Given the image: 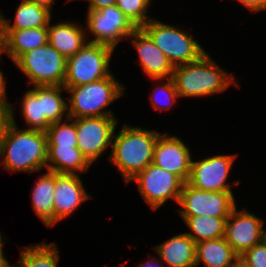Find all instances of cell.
<instances>
[{"instance_id": "6da1fadb", "label": "cell", "mask_w": 266, "mask_h": 267, "mask_svg": "<svg viewBox=\"0 0 266 267\" xmlns=\"http://www.w3.org/2000/svg\"><path fill=\"white\" fill-rule=\"evenodd\" d=\"M10 103L7 118L0 130V165L6 171L33 173L47 169V135L45 131L21 129ZM4 159L1 161V157Z\"/></svg>"}, {"instance_id": "7a4b0ae2", "label": "cell", "mask_w": 266, "mask_h": 267, "mask_svg": "<svg viewBox=\"0 0 266 267\" xmlns=\"http://www.w3.org/2000/svg\"><path fill=\"white\" fill-rule=\"evenodd\" d=\"M161 133L141 126L124 124L114 132L109 161L115 165L127 184L153 162L154 147Z\"/></svg>"}, {"instance_id": "3957f363", "label": "cell", "mask_w": 266, "mask_h": 267, "mask_svg": "<svg viewBox=\"0 0 266 267\" xmlns=\"http://www.w3.org/2000/svg\"><path fill=\"white\" fill-rule=\"evenodd\" d=\"M207 52L197 61L175 66L172 79L179 97H202L222 93L234 84L231 73L220 68Z\"/></svg>"}, {"instance_id": "277c9868", "label": "cell", "mask_w": 266, "mask_h": 267, "mask_svg": "<svg viewBox=\"0 0 266 267\" xmlns=\"http://www.w3.org/2000/svg\"><path fill=\"white\" fill-rule=\"evenodd\" d=\"M69 94L67 101L68 117H116L112 110H105L112 102L124 96V86L113 74L75 87H64Z\"/></svg>"}, {"instance_id": "5b68a950", "label": "cell", "mask_w": 266, "mask_h": 267, "mask_svg": "<svg viewBox=\"0 0 266 267\" xmlns=\"http://www.w3.org/2000/svg\"><path fill=\"white\" fill-rule=\"evenodd\" d=\"M141 29L165 54L173 67L195 62L205 53V49L187 31L175 25L162 23L152 18Z\"/></svg>"}, {"instance_id": "8992f818", "label": "cell", "mask_w": 266, "mask_h": 267, "mask_svg": "<svg viewBox=\"0 0 266 267\" xmlns=\"http://www.w3.org/2000/svg\"><path fill=\"white\" fill-rule=\"evenodd\" d=\"M115 48L88 42L75 55L67 59L63 87L85 85L110 76V61Z\"/></svg>"}, {"instance_id": "52a82bcc", "label": "cell", "mask_w": 266, "mask_h": 267, "mask_svg": "<svg viewBox=\"0 0 266 267\" xmlns=\"http://www.w3.org/2000/svg\"><path fill=\"white\" fill-rule=\"evenodd\" d=\"M14 64L32 86H63L67 59L48 43L22 54Z\"/></svg>"}, {"instance_id": "ba28073f", "label": "cell", "mask_w": 266, "mask_h": 267, "mask_svg": "<svg viewBox=\"0 0 266 267\" xmlns=\"http://www.w3.org/2000/svg\"><path fill=\"white\" fill-rule=\"evenodd\" d=\"M136 181L145 202L153 210L159 209L166 201H179L184 182L175 174L149 164L143 171L136 174L131 181Z\"/></svg>"}, {"instance_id": "9c48e42d", "label": "cell", "mask_w": 266, "mask_h": 267, "mask_svg": "<svg viewBox=\"0 0 266 267\" xmlns=\"http://www.w3.org/2000/svg\"><path fill=\"white\" fill-rule=\"evenodd\" d=\"M178 204L181 216L228 217L237 206L232 191H204L183 184Z\"/></svg>"}, {"instance_id": "30bf717a", "label": "cell", "mask_w": 266, "mask_h": 267, "mask_svg": "<svg viewBox=\"0 0 266 267\" xmlns=\"http://www.w3.org/2000/svg\"><path fill=\"white\" fill-rule=\"evenodd\" d=\"M85 19L86 34L94 37L88 42L106 44L113 48L124 38L127 40V37L137 29L116 5L99 11H87Z\"/></svg>"}, {"instance_id": "8fae6325", "label": "cell", "mask_w": 266, "mask_h": 267, "mask_svg": "<svg viewBox=\"0 0 266 267\" xmlns=\"http://www.w3.org/2000/svg\"><path fill=\"white\" fill-rule=\"evenodd\" d=\"M117 123L116 117L76 119L77 147L91 164L112 147Z\"/></svg>"}, {"instance_id": "7c38bea8", "label": "cell", "mask_w": 266, "mask_h": 267, "mask_svg": "<svg viewBox=\"0 0 266 267\" xmlns=\"http://www.w3.org/2000/svg\"><path fill=\"white\" fill-rule=\"evenodd\" d=\"M264 221L246 209L232 210L225 223L224 239L240 256L266 238Z\"/></svg>"}, {"instance_id": "4fadbf2b", "label": "cell", "mask_w": 266, "mask_h": 267, "mask_svg": "<svg viewBox=\"0 0 266 267\" xmlns=\"http://www.w3.org/2000/svg\"><path fill=\"white\" fill-rule=\"evenodd\" d=\"M238 154L214 155L191 161L188 184L204 191H232L228 175Z\"/></svg>"}, {"instance_id": "5bb4252c", "label": "cell", "mask_w": 266, "mask_h": 267, "mask_svg": "<svg viewBox=\"0 0 266 267\" xmlns=\"http://www.w3.org/2000/svg\"><path fill=\"white\" fill-rule=\"evenodd\" d=\"M189 147L177 136L160 134L153 154V164L177 175L184 183L191 173L192 156Z\"/></svg>"}, {"instance_id": "9a60e30c", "label": "cell", "mask_w": 266, "mask_h": 267, "mask_svg": "<svg viewBox=\"0 0 266 267\" xmlns=\"http://www.w3.org/2000/svg\"><path fill=\"white\" fill-rule=\"evenodd\" d=\"M77 174L55 173L54 225L69 217L81 203L92 198Z\"/></svg>"}, {"instance_id": "2e32d148", "label": "cell", "mask_w": 266, "mask_h": 267, "mask_svg": "<svg viewBox=\"0 0 266 267\" xmlns=\"http://www.w3.org/2000/svg\"><path fill=\"white\" fill-rule=\"evenodd\" d=\"M129 38L133 40L142 70L149 79L163 82L173 76V65L141 28L131 33L127 39Z\"/></svg>"}, {"instance_id": "e0dca14e", "label": "cell", "mask_w": 266, "mask_h": 267, "mask_svg": "<svg viewBox=\"0 0 266 267\" xmlns=\"http://www.w3.org/2000/svg\"><path fill=\"white\" fill-rule=\"evenodd\" d=\"M48 44L62 54L66 59L75 55L88 43L91 35L86 34V28L81 24L58 22L48 24Z\"/></svg>"}, {"instance_id": "ac0fdd59", "label": "cell", "mask_w": 266, "mask_h": 267, "mask_svg": "<svg viewBox=\"0 0 266 267\" xmlns=\"http://www.w3.org/2000/svg\"><path fill=\"white\" fill-rule=\"evenodd\" d=\"M48 43V28H29L24 30H1V52L6 53L13 62L22 54Z\"/></svg>"}, {"instance_id": "d6986e66", "label": "cell", "mask_w": 266, "mask_h": 267, "mask_svg": "<svg viewBox=\"0 0 266 267\" xmlns=\"http://www.w3.org/2000/svg\"><path fill=\"white\" fill-rule=\"evenodd\" d=\"M167 267H196V243L181 233L154 247Z\"/></svg>"}, {"instance_id": "ffe728a7", "label": "cell", "mask_w": 266, "mask_h": 267, "mask_svg": "<svg viewBox=\"0 0 266 267\" xmlns=\"http://www.w3.org/2000/svg\"><path fill=\"white\" fill-rule=\"evenodd\" d=\"M51 18L52 12L50 9L35 2L22 0L16 8L13 24L1 14V30L48 27Z\"/></svg>"}, {"instance_id": "44dd1931", "label": "cell", "mask_w": 266, "mask_h": 267, "mask_svg": "<svg viewBox=\"0 0 266 267\" xmlns=\"http://www.w3.org/2000/svg\"><path fill=\"white\" fill-rule=\"evenodd\" d=\"M92 164L78 147H48L47 169L58 174L85 173Z\"/></svg>"}, {"instance_id": "7402d4cb", "label": "cell", "mask_w": 266, "mask_h": 267, "mask_svg": "<svg viewBox=\"0 0 266 267\" xmlns=\"http://www.w3.org/2000/svg\"><path fill=\"white\" fill-rule=\"evenodd\" d=\"M239 259L224 237L196 243V266L232 267Z\"/></svg>"}, {"instance_id": "603a6c76", "label": "cell", "mask_w": 266, "mask_h": 267, "mask_svg": "<svg viewBox=\"0 0 266 267\" xmlns=\"http://www.w3.org/2000/svg\"><path fill=\"white\" fill-rule=\"evenodd\" d=\"M32 189L33 209L48 228L54 226L55 172L40 176Z\"/></svg>"}, {"instance_id": "cb8c5ba5", "label": "cell", "mask_w": 266, "mask_h": 267, "mask_svg": "<svg viewBox=\"0 0 266 267\" xmlns=\"http://www.w3.org/2000/svg\"><path fill=\"white\" fill-rule=\"evenodd\" d=\"M191 232H185L195 243L224 237L228 217L181 216Z\"/></svg>"}, {"instance_id": "d4e9b609", "label": "cell", "mask_w": 266, "mask_h": 267, "mask_svg": "<svg viewBox=\"0 0 266 267\" xmlns=\"http://www.w3.org/2000/svg\"><path fill=\"white\" fill-rule=\"evenodd\" d=\"M21 112L28 129L46 131L51 123L45 118L42 107V86H34L25 92L21 100Z\"/></svg>"}, {"instance_id": "484cf974", "label": "cell", "mask_w": 266, "mask_h": 267, "mask_svg": "<svg viewBox=\"0 0 266 267\" xmlns=\"http://www.w3.org/2000/svg\"><path fill=\"white\" fill-rule=\"evenodd\" d=\"M20 248V264L22 267H58L59 254L55 243L37 244Z\"/></svg>"}, {"instance_id": "4316f807", "label": "cell", "mask_w": 266, "mask_h": 267, "mask_svg": "<svg viewBox=\"0 0 266 267\" xmlns=\"http://www.w3.org/2000/svg\"><path fill=\"white\" fill-rule=\"evenodd\" d=\"M63 86H42V107L45 118L52 124L68 117L67 102L62 98Z\"/></svg>"}, {"instance_id": "83f0119b", "label": "cell", "mask_w": 266, "mask_h": 267, "mask_svg": "<svg viewBox=\"0 0 266 267\" xmlns=\"http://www.w3.org/2000/svg\"><path fill=\"white\" fill-rule=\"evenodd\" d=\"M65 119L64 122L52 123L45 131L48 147H77L76 119Z\"/></svg>"}, {"instance_id": "f1b7e54d", "label": "cell", "mask_w": 266, "mask_h": 267, "mask_svg": "<svg viewBox=\"0 0 266 267\" xmlns=\"http://www.w3.org/2000/svg\"><path fill=\"white\" fill-rule=\"evenodd\" d=\"M151 0H117L116 6L137 27L141 28L152 17L147 15Z\"/></svg>"}, {"instance_id": "f546056e", "label": "cell", "mask_w": 266, "mask_h": 267, "mask_svg": "<svg viewBox=\"0 0 266 267\" xmlns=\"http://www.w3.org/2000/svg\"><path fill=\"white\" fill-rule=\"evenodd\" d=\"M166 80L167 82H163V84L159 83L154 89H152L151 92L152 94L150 96V101L153 108H155L157 111L169 110L179 98V94L176 90L172 77L167 78ZM160 94L162 96H160Z\"/></svg>"}, {"instance_id": "4dcf8cb0", "label": "cell", "mask_w": 266, "mask_h": 267, "mask_svg": "<svg viewBox=\"0 0 266 267\" xmlns=\"http://www.w3.org/2000/svg\"><path fill=\"white\" fill-rule=\"evenodd\" d=\"M239 259L249 267H266V238L246 250Z\"/></svg>"}, {"instance_id": "1f68e13d", "label": "cell", "mask_w": 266, "mask_h": 267, "mask_svg": "<svg viewBox=\"0 0 266 267\" xmlns=\"http://www.w3.org/2000/svg\"><path fill=\"white\" fill-rule=\"evenodd\" d=\"M248 10L257 13L266 10V0H237Z\"/></svg>"}, {"instance_id": "d6a6232c", "label": "cell", "mask_w": 266, "mask_h": 267, "mask_svg": "<svg viewBox=\"0 0 266 267\" xmlns=\"http://www.w3.org/2000/svg\"><path fill=\"white\" fill-rule=\"evenodd\" d=\"M71 1V0H67ZM74 1V0H73ZM89 2L87 11H99L108 6L116 5L117 0H85Z\"/></svg>"}, {"instance_id": "836d02e7", "label": "cell", "mask_w": 266, "mask_h": 267, "mask_svg": "<svg viewBox=\"0 0 266 267\" xmlns=\"http://www.w3.org/2000/svg\"><path fill=\"white\" fill-rule=\"evenodd\" d=\"M2 52H0V61H1V56ZM5 78L3 76V72L0 70V107L4 108L6 111L9 108L10 102H7V95H6V86H5Z\"/></svg>"}, {"instance_id": "e575fe53", "label": "cell", "mask_w": 266, "mask_h": 267, "mask_svg": "<svg viewBox=\"0 0 266 267\" xmlns=\"http://www.w3.org/2000/svg\"><path fill=\"white\" fill-rule=\"evenodd\" d=\"M140 267H165V265L160 259H158V256H157V257L151 258L150 260H147L146 262H143L142 264H140Z\"/></svg>"}, {"instance_id": "d590c367", "label": "cell", "mask_w": 266, "mask_h": 267, "mask_svg": "<svg viewBox=\"0 0 266 267\" xmlns=\"http://www.w3.org/2000/svg\"><path fill=\"white\" fill-rule=\"evenodd\" d=\"M28 1H31V2H35L41 6H44L50 10H52V7H53V2H55V0H28Z\"/></svg>"}, {"instance_id": "8d00e7d4", "label": "cell", "mask_w": 266, "mask_h": 267, "mask_svg": "<svg viewBox=\"0 0 266 267\" xmlns=\"http://www.w3.org/2000/svg\"><path fill=\"white\" fill-rule=\"evenodd\" d=\"M6 118H7V111L4 108L0 107V130Z\"/></svg>"}, {"instance_id": "74e56055", "label": "cell", "mask_w": 266, "mask_h": 267, "mask_svg": "<svg viewBox=\"0 0 266 267\" xmlns=\"http://www.w3.org/2000/svg\"><path fill=\"white\" fill-rule=\"evenodd\" d=\"M3 254H4L3 252H0V267H3V266L5 265V263L8 261V260L4 257Z\"/></svg>"}, {"instance_id": "f35d334b", "label": "cell", "mask_w": 266, "mask_h": 267, "mask_svg": "<svg viewBox=\"0 0 266 267\" xmlns=\"http://www.w3.org/2000/svg\"><path fill=\"white\" fill-rule=\"evenodd\" d=\"M232 267H249V266H247L244 262L238 259Z\"/></svg>"}, {"instance_id": "ab89813d", "label": "cell", "mask_w": 266, "mask_h": 267, "mask_svg": "<svg viewBox=\"0 0 266 267\" xmlns=\"http://www.w3.org/2000/svg\"><path fill=\"white\" fill-rule=\"evenodd\" d=\"M2 236H3V238H2ZM3 239L6 241V239H8V238H5V236L2 235L1 232H0V252H3V246L5 244V242L3 241Z\"/></svg>"}, {"instance_id": "60d3db41", "label": "cell", "mask_w": 266, "mask_h": 267, "mask_svg": "<svg viewBox=\"0 0 266 267\" xmlns=\"http://www.w3.org/2000/svg\"><path fill=\"white\" fill-rule=\"evenodd\" d=\"M16 265H17V266H16ZM16 265L10 264V262L7 261L3 267H22V265L20 264L19 261L16 262ZM18 265H19V266H18Z\"/></svg>"}, {"instance_id": "b9f144b4", "label": "cell", "mask_w": 266, "mask_h": 267, "mask_svg": "<svg viewBox=\"0 0 266 267\" xmlns=\"http://www.w3.org/2000/svg\"><path fill=\"white\" fill-rule=\"evenodd\" d=\"M1 12H0V52H1Z\"/></svg>"}]
</instances>
